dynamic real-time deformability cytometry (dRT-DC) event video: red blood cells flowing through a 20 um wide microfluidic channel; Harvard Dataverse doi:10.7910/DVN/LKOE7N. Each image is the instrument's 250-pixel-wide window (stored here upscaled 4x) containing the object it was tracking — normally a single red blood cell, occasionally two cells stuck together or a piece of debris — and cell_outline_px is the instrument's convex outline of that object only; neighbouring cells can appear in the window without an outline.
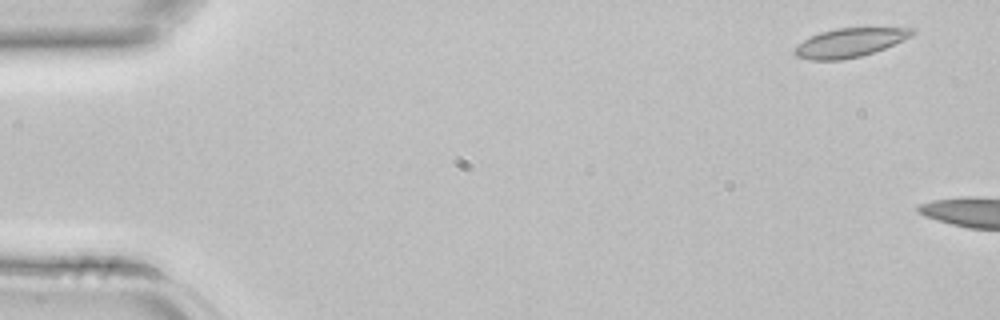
{"species": "common noctule bat (a hibernating species)", "species_latin": "Nyctalus noctula", "temperature_condition": "room temperature", "stored_images_in_passage": 2, "camera_frame_rate_fps": 3000, "um_per_image_px": 0.085, "animal": {"sex": "female", "body_mass_g": 22.7, "forearm_length_mm": 54.2}, "frame": {"image": 1, "passage_image": 1, "time_ms": 0.0, "image_size_px": [1000, 320], "cell_outline_px": [[916, 32], [912, 36], [884, 48], [860, 56], [840, 60], [812, 60], [796, 56], [792, 52], [804, 40], [820, 32], [836, 28], [916, 28]], "centroid_in_image_um": [72.24, 3.62], "position_along_channel_um": 12.8, "area_um2": 19.48}}